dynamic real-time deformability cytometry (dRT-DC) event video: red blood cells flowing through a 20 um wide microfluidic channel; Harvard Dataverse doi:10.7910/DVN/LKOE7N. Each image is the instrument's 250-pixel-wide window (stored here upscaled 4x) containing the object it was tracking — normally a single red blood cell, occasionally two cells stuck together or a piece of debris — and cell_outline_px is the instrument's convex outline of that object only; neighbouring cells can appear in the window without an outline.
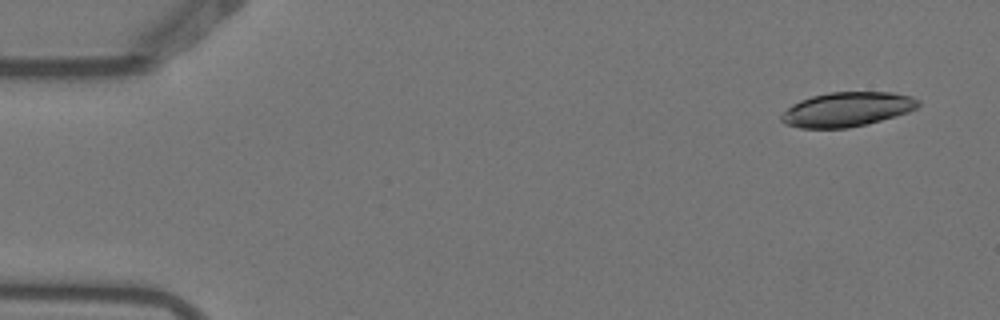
{"species": "Egyptian fruit bat (a non-hibernating species)", "species_latin": "Rousettus aegyptiacus", "temperature_condition": "warm", "stored_images_in_passage": 3, "camera_frame_rate_fps": 3000, "um_per_image_px": 0.085, "animal": {"sex": "female"}, "frame": {"image": 1, "passage_image": 1, "time_ms": 0.0, "image_size_px": [1000, 320], "cell_outline_px": [[920, 104], [916, 108], [908, 112], [896, 116], [868, 124], [848, 128], [800, 128], [784, 124], [780, 120], [780, 116], [792, 104], [800, 100], [812, 96], [828, 92], [892, 92], [912, 96], [920, 100]], "centroid_in_image_um": [72.0, 9.3], "position_along_channel_um": 13.0, "area_um2": 27.69}}